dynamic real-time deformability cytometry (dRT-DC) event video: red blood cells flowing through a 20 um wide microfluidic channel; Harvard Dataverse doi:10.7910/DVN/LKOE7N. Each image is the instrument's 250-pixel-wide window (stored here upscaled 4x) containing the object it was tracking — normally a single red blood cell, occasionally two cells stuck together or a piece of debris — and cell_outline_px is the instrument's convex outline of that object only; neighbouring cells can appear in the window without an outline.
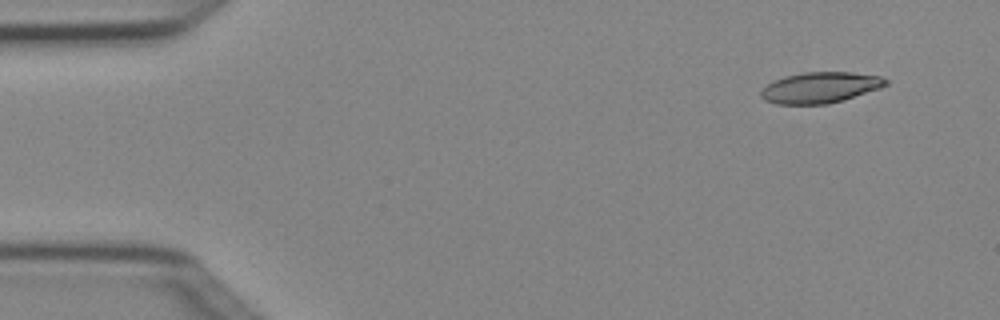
{"species": "Egyptian fruit bat (a non-hibernating species)", "species_latin": "Rousettus aegyptiacus", "temperature_condition": "cold", "stored_images_in_passage": 3, "camera_frame_rate_fps": 3000, "um_per_image_px": 0.085, "animal": {"sex": "female"}, "frame": {"image": 1, "passage_image": 1, "time_ms": 0.0, "image_size_px": [1000, 320], "cell_outline_px": [[888, 84], [880, 88], [844, 100], [828, 104], [776, 104], [764, 100], [760, 96], [760, 92], [772, 80], [784, 76], [804, 72], [852, 72], [880, 76], [888, 80]], "centroid_in_image_um": [69.71, 7.44], "position_along_channel_um": 15.3, "area_um2": 22.6}}
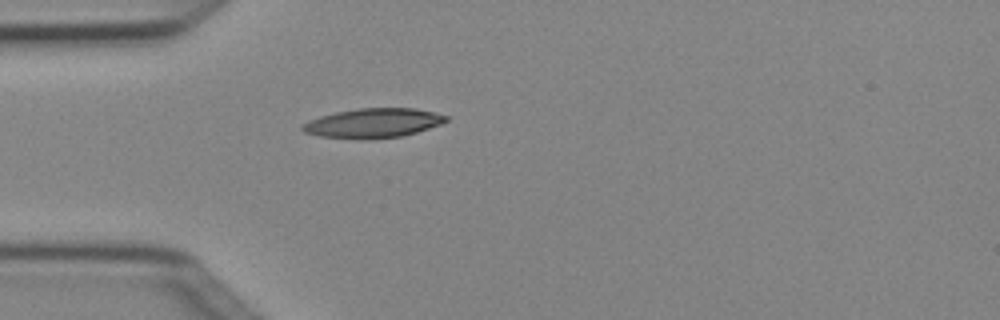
{"frame": {"image": 2, "passage_image": 3, "time_ms": 0.667, "image_size_px": [1000, 320], "cell_outline_px": [[448, 120], [440, 124], [416, 132], [400, 136], [360, 140], [320, 136], [304, 132], [300, 128], [300, 124], [308, 120], [320, 116], [336, 112], [360, 108], [416, 108], [448, 116]], "centroid_in_image_um": [31.66, 10.46], "position_along_channel_um": 53.3, "area_um2": 24.62}}